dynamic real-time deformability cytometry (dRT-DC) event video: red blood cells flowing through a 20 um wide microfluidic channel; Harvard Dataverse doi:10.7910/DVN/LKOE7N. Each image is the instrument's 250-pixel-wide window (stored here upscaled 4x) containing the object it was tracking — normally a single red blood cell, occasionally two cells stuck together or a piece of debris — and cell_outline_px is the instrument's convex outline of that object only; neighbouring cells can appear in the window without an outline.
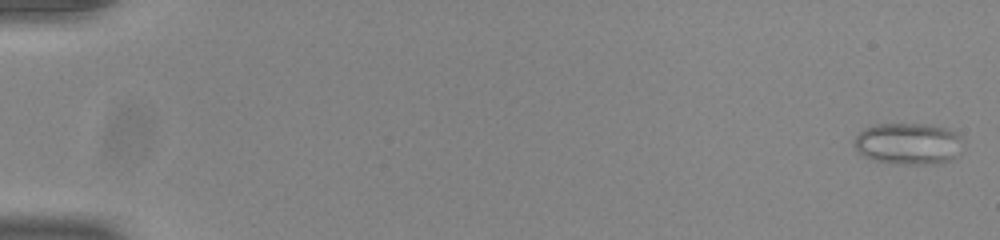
{"species": "common noctule bat (a hibernating species)", "species_latin": "Nyctalus noctula", "temperature_condition": "room temperature", "stored_images_in_passage": 54, "camera_frame_rate_fps": 3000, "um_per_image_px": 0.085, "animal": {"sex": "male", "body_mass_g": 20.0, "forearm_length_mm": 53.3}, "frame": {"image": 1, "passage_image": 2, "time_ms": 0.333, "image_size_px": [1000, 240], "cell_outline_px": [[960, 156], [952, 160], [932, 164], [896, 164], [872, 160], [864, 156], [852, 144], [852, 140], [864, 128], [876, 124], [932, 124], [956, 132], [960, 136]], "centroid_in_image_um": [77.19, 12.22], "position_along_channel_um": 7.8, "area_um2": 26.65}}
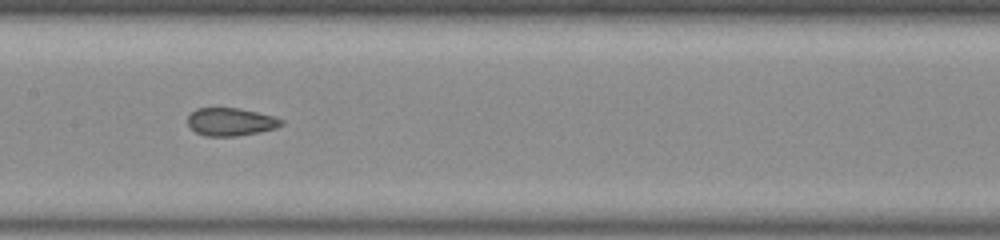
{"frame": {"image": 2, "passage_image": 29, "time_ms": 9.333, "image_size_px": [1000, 240], "cell_outline_px": [[284, 124], [276, 128], [260, 132], [236, 136], [204, 136], [196, 132], [188, 124], [188, 116], [196, 108], [236, 108], [256, 112], [272, 116], [284, 120]], "centroid_in_image_um": [19.62, 10.36], "position_along_channel_um": 187.8, "area_um2": 15.14}}
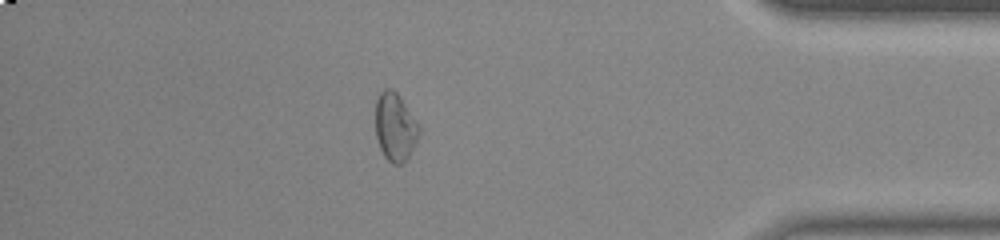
{"frame": {"image": 3, "passage_image": 48, "time_ms": 15.667, "image_size_px": [1000, 240], "cell_outline_px": [[420, 132], [404, 164], [392, 164], [384, 156], [380, 148], [376, 136], [376, 100], [380, 92], [384, 88], [392, 88], [400, 96], [416, 120], [420, 128]], "centroid_in_image_um": [33.58, 10.78], "position_along_channel_um": 401.6, "area_um2": 17.22}, "authors_computed_cell_mechanics": {"area_um2": 17.1955, "velocity_mm_per_s": 3.8911, "shape_relaxation_time_tau1_ms": null, "shape_relaxation_time_tau2_ms": 1.006, "deformation_change_tau1": null, "deformation_change_tau2": 0.063}}